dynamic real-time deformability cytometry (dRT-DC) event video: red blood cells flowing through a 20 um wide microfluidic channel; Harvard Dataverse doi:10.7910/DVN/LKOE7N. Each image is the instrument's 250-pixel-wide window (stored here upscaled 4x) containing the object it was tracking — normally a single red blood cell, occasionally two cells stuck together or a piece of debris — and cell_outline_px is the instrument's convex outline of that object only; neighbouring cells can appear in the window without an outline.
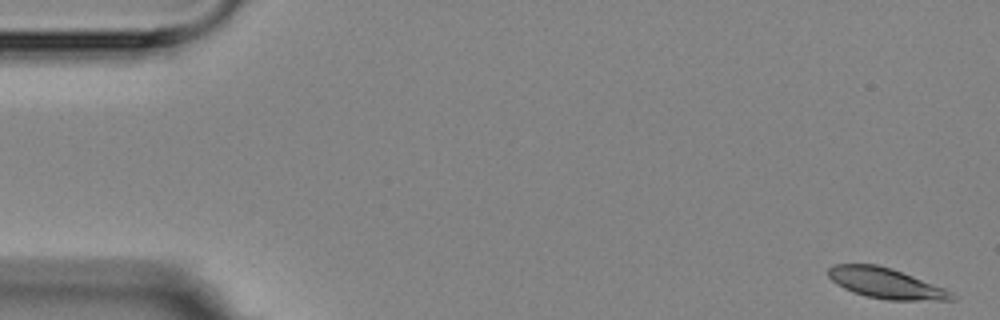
{"species": "Egyptian fruit bat (a non-hibernating species)", "species_latin": "Rousettus aegyptiacus", "temperature_condition": "room temperature", "stored_images_in_passage": 5, "camera_frame_rate_fps": 3000, "um_per_image_px": 0.085, "animal": {"sex": "female"}, "frame": {"image": 1, "passage_image": 1, "time_ms": 0.0, "image_size_px": [1000, 320], "cell_outline_px": [[956, 300], [888, 300], [868, 296], [852, 292], [836, 284], [828, 276], [828, 268], [832, 264], [876, 264], [892, 268], [944, 288], [952, 292], [956, 296]], "centroid_in_image_um": [75.29, 24.07], "position_along_channel_um": 9.7, "area_um2": 21.85}}
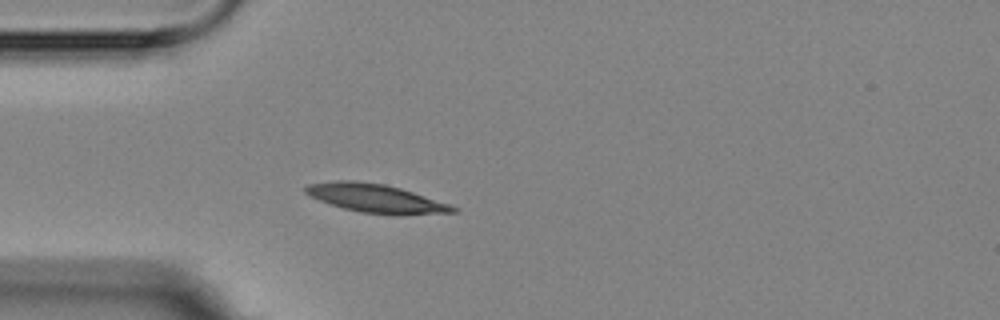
{"frame": {"image": 2, "passage_image": 5, "time_ms": 4.667, "image_size_px": [1000, 320], "cell_outline_px": [[460, 212], [404, 216], [400, 216], [360, 212], [344, 208], [320, 200], [304, 192], [304, 188], [308, 184], [336, 180], [356, 180], [384, 184], [400, 188], [460, 208]], "centroid_in_image_um": [32.0, 16.88], "position_along_channel_um": 53.0, "area_um2": 24.62}}